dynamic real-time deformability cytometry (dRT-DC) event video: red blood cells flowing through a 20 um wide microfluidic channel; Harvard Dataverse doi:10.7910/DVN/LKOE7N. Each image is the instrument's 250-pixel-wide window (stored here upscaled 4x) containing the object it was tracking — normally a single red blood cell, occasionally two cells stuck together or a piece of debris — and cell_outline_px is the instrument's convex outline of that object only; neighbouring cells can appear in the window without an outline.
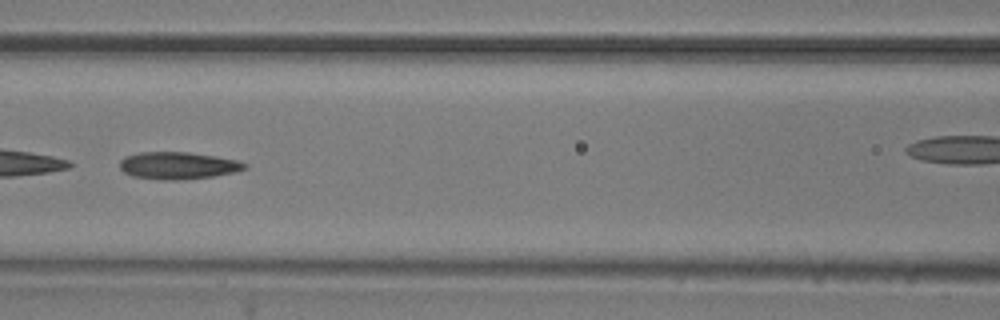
{"species": "common noctule bat (a hibernating species)", "species_latin": "Nyctalus noctula", "temperature_condition": "room temperature", "stored_images_in_passage": 8, "camera_frame_rate_fps": 3000, "um_per_image_px": 0.085, "animal": {"sex": "male", "body_mass_g": 20.5, "forearm_length_mm": 52.5}, "frame": {"image": 1, "passage_image": 7, "time_ms": 6.667, "image_size_px": [1000, 320], "cell_outline_px": [[248, 168], [232, 172], [212, 176], [180, 180], [160, 180], [132, 176], [124, 172], [120, 168], [120, 160], [124, 156], [140, 152], [188, 152], [236, 160], [248, 164]], "centroid_in_image_um": [15.08, 14.07], "position_along_channel_um": 151.5, "area_um2": 19.71}}